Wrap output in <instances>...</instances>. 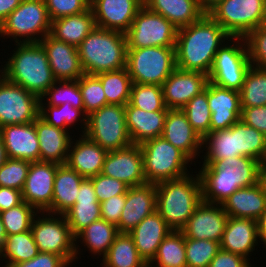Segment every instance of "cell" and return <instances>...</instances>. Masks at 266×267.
Wrapping results in <instances>:
<instances>
[{
  "instance_id": "1",
  "label": "cell",
  "mask_w": 266,
  "mask_h": 267,
  "mask_svg": "<svg viewBox=\"0 0 266 267\" xmlns=\"http://www.w3.org/2000/svg\"><path fill=\"white\" fill-rule=\"evenodd\" d=\"M225 40L231 42L232 37L209 14L179 28L175 42L177 68L208 76L214 57Z\"/></svg>"
},
{
  "instance_id": "2",
  "label": "cell",
  "mask_w": 266,
  "mask_h": 267,
  "mask_svg": "<svg viewBox=\"0 0 266 267\" xmlns=\"http://www.w3.org/2000/svg\"><path fill=\"white\" fill-rule=\"evenodd\" d=\"M199 170L202 201L222 204L239 188L259 182L261 163L251 157L235 156L222 159L218 164H202Z\"/></svg>"
},
{
  "instance_id": "3",
  "label": "cell",
  "mask_w": 266,
  "mask_h": 267,
  "mask_svg": "<svg viewBox=\"0 0 266 267\" xmlns=\"http://www.w3.org/2000/svg\"><path fill=\"white\" fill-rule=\"evenodd\" d=\"M16 45V51L7 59L0 74L41 99L56 81L46 51L40 42Z\"/></svg>"
},
{
  "instance_id": "4",
  "label": "cell",
  "mask_w": 266,
  "mask_h": 267,
  "mask_svg": "<svg viewBox=\"0 0 266 267\" xmlns=\"http://www.w3.org/2000/svg\"><path fill=\"white\" fill-rule=\"evenodd\" d=\"M156 185V211L175 231H180L202 201L199 173L159 182Z\"/></svg>"
},
{
  "instance_id": "5",
  "label": "cell",
  "mask_w": 266,
  "mask_h": 267,
  "mask_svg": "<svg viewBox=\"0 0 266 267\" xmlns=\"http://www.w3.org/2000/svg\"><path fill=\"white\" fill-rule=\"evenodd\" d=\"M127 49L125 33L99 27L77 47L81 67L89 75L126 68Z\"/></svg>"
},
{
  "instance_id": "6",
  "label": "cell",
  "mask_w": 266,
  "mask_h": 267,
  "mask_svg": "<svg viewBox=\"0 0 266 267\" xmlns=\"http://www.w3.org/2000/svg\"><path fill=\"white\" fill-rule=\"evenodd\" d=\"M139 146L147 183L157 184L189 174L187 165L191 160L162 136L147 140Z\"/></svg>"
},
{
  "instance_id": "7",
  "label": "cell",
  "mask_w": 266,
  "mask_h": 267,
  "mask_svg": "<svg viewBox=\"0 0 266 267\" xmlns=\"http://www.w3.org/2000/svg\"><path fill=\"white\" fill-rule=\"evenodd\" d=\"M126 68L132 83L162 86L177 68L175 47L128 48Z\"/></svg>"
},
{
  "instance_id": "8",
  "label": "cell",
  "mask_w": 266,
  "mask_h": 267,
  "mask_svg": "<svg viewBox=\"0 0 266 267\" xmlns=\"http://www.w3.org/2000/svg\"><path fill=\"white\" fill-rule=\"evenodd\" d=\"M50 27L44 0H22L0 24V36H11L16 39L15 43H37L49 34ZM18 37L24 39L21 41Z\"/></svg>"
},
{
  "instance_id": "9",
  "label": "cell",
  "mask_w": 266,
  "mask_h": 267,
  "mask_svg": "<svg viewBox=\"0 0 266 267\" xmlns=\"http://www.w3.org/2000/svg\"><path fill=\"white\" fill-rule=\"evenodd\" d=\"M84 135L107 152L132 145L126 127L125 105L107 104L90 113Z\"/></svg>"
},
{
  "instance_id": "10",
  "label": "cell",
  "mask_w": 266,
  "mask_h": 267,
  "mask_svg": "<svg viewBox=\"0 0 266 267\" xmlns=\"http://www.w3.org/2000/svg\"><path fill=\"white\" fill-rule=\"evenodd\" d=\"M266 13L264 0H223L208 14L231 37H246L263 25Z\"/></svg>"
},
{
  "instance_id": "11",
  "label": "cell",
  "mask_w": 266,
  "mask_h": 267,
  "mask_svg": "<svg viewBox=\"0 0 266 267\" xmlns=\"http://www.w3.org/2000/svg\"><path fill=\"white\" fill-rule=\"evenodd\" d=\"M233 45H222L208 74V80L220 87L240 91L244 78L252 66L244 37H232ZM241 42V43H239Z\"/></svg>"
},
{
  "instance_id": "12",
  "label": "cell",
  "mask_w": 266,
  "mask_h": 267,
  "mask_svg": "<svg viewBox=\"0 0 266 267\" xmlns=\"http://www.w3.org/2000/svg\"><path fill=\"white\" fill-rule=\"evenodd\" d=\"M40 213H43L42 218L35 215L31 224V232L39 252L62 256L69 264L78 259V244L76 246L75 237L71 233L66 217L60 215L61 217L54 218L50 213H46L45 217V212Z\"/></svg>"
},
{
  "instance_id": "13",
  "label": "cell",
  "mask_w": 266,
  "mask_h": 267,
  "mask_svg": "<svg viewBox=\"0 0 266 267\" xmlns=\"http://www.w3.org/2000/svg\"><path fill=\"white\" fill-rule=\"evenodd\" d=\"M178 28L143 5L125 33L128 48L175 47Z\"/></svg>"
},
{
  "instance_id": "14",
  "label": "cell",
  "mask_w": 266,
  "mask_h": 267,
  "mask_svg": "<svg viewBox=\"0 0 266 267\" xmlns=\"http://www.w3.org/2000/svg\"><path fill=\"white\" fill-rule=\"evenodd\" d=\"M39 98L0 75V128L27 124L39 117Z\"/></svg>"
},
{
  "instance_id": "15",
  "label": "cell",
  "mask_w": 266,
  "mask_h": 267,
  "mask_svg": "<svg viewBox=\"0 0 266 267\" xmlns=\"http://www.w3.org/2000/svg\"><path fill=\"white\" fill-rule=\"evenodd\" d=\"M222 204L201 201L186 225L180 230L184 237L221 242L228 221Z\"/></svg>"
},
{
  "instance_id": "16",
  "label": "cell",
  "mask_w": 266,
  "mask_h": 267,
  "mask_svg": "<svg viewBox=\"0 0 266 267\" xmlns=\"http://www.w3.org/2000/svg\"><path fill=\"white\" fill-rule=\"evenodd\" d=\"M102 174L116 178L129 187L147 183L140 146L132 144L124 149L107 152Z\"/></svg>"
},
{
  "instance_id": "17",
  "label": "cell",
  "mask_w": 266,
  "mask_h": 267,
  "mask_svg": "<svg viewBox=\"0 0 266 267\" xmlns=\"http://www.w3.org/2000/svg\"><path fill=\"white\" fill-rule=\"evenodd\" d=\"M59 164L53 162H31L24 187L22 199L39 212L51 207L53 186Z\"/></svg>"
},
{
  "instance_id": "18",
  "label": "cell",
  "mask_w": 266,
  "mask_h": 267,
  "mask_svg": "<svg viewBox=\"0 0 266 267\" xmlns=\"http://www.w3.org/2000/svg\"><path fill=\"white\" fill-rule=\"evenodd\" d=\"M144 5L143 0H92L96 27L126 33Z\"/></svg>"
},
{
  "instance_id": "19",
  "label": "cell",
  "mask_w": 266,
  "mask_h": 267,
  "mask_svg": "<svg viewBox=\"0 0 266 267\" xmlns=\"http://www.w3.org/2000/svg\"><path fill=\"white\" fill-rule=\"evenodd\" d=\"M208 76L198 71L176 68L162 85L165 106L182 109L194 96L204 91Z\"/></svg>"
},
{
  "instance_id": "20",
  "label": "cell",
  "mask_w": 266,
  "mask_h": 267,
  "mask_svg": "<svg viewBox=\"0 0 266 267\" xmlns=\"http://www.w3.org/2000/svg\"><path fill=\"white\" fill-rule=\"evenodd\" d=\"M208 106L211 111L210 132L228 129L241 117L240 92L207 83Z\"/></svg>"
},
{
  "instance_id": "21",
  "label": "cell",
  "mask_w": 266,
  "mask_h": 267,
  "mask_svg": "<svg viewBox=\"0 0 266 267\" xmlns=\"http://www.w3.org/2000/svg\"><path fill=\"white\" fill-rule=\"evenodd\" d=\"M156 211V185L145 183L129 187L126 201L117 225L119 233H129L145 217Z\"/></svg>"
},
{
  "instance_id": "22",
  "label": "cell",
  "mask_w": 266,
  "mask_h": 267,
  "mask_svg": "<svg viewBox=\"0 0 266 267\" xmlns=\"http://www.w3.org/2000/svg\"><path fill=\"white\" fill-rule=\"evenodd\" d=\"M40 44L46 51L55 80H78L84 75L75 46L46 35Z\"/></svg>"
},
{
  "instance_id": "23",
  "label": "cell",
  "mask_w": 266,
  "mask_h": 267,
  "mask_svg": "<svg viewBox=\"0 0 266 267\" xmlns=\"http://www.w3.org/2000/svg\"><path fill=\"white\" fill-rule=\"evenodd\" d=\"M7 158L29 162L40 161V148L35 121L27 124L5 125L0 128Z\"/></svg>"
},
{
  "instance_id": "24",
  "label": "cell",
  "mask_w": 266,
  "mask_h": 267,
  "mask_svg": "<svg viewBox=\"0 0 266 267\" xmlns=\"http://www.w3.org/2000/svg\"><path fill=\"white\" fill-rule=\"evenodd\" d=\"M162 137L181 150L191 161L199 156L202 138L192 128L181 109H168Z\"/></svg>"
},
{
  "instance_id": "25",
  "label": "cell",
  "mask_w": 266,
  "mask_h": 267,
  "mask_svg": "<svg viewBox=\"0 0 266 267\" xmlns=\"http://www.w3.org/2000/svg\"><path fill=\"white\" fill-rule=\"evenodd\" d=\"M172 231L166 221L155 211L145 217L129 234L133 237L139 256L150 263L155 257L159 245Z\"/></svg>"
},
{
  "instance_id": "26",
  "label": "cell",
  "mask_w": 266,
  "mask_h": 267,
  "mask_svg": "<svg viewBox=\"0 0 266 267\" xmlns=\"http://www.w3.org/2000/svg\"><path fill=\"white\" fill-rule=\"evenodd\" d=\"M256 220L229 217L220 242V249L249 259L250 252L258 245Z\"/></svg>"
},
{
  "instance_id": "27",
  "label": "cell",
  "mask_w": 266,
  "mask_h": 267,
  "mask_svg": "<svg viewBox=\"0 0 266 267\" xmlns=\"http://www.w3.org/2000/svg\"><path fill=\"white\" fill-rule=\"evenodd\" d=\"M73 142L71 141L69 146L66 164L83 178L89 179L101 174L107 151L85 135Z\"/></svg>"
},
{
  "instance_id": "28",
  "label": "cell",
  "mask_w": 266,
  "mask_h": 267,
  "mask_svg": "<svg viewBox=\"0 0 266 267\" xmlns=\"http://www.w3.org/2000/svg\"><path fill=\"white\" fill-rule=\"evenodd\" d=\"M77 193L75 204L64 214L74 237L89 224L101 219L100 203L92 181L85 178Z\"/></svg>"
},
{
  "instance_id": "29",
  "label": "cell",
  "mask_w": 266,
  "mask_h": 267,
  "mask_svg": "<svg viewBox=\"0 0 266 267\" xmlns=\"http://www.w3.org/2000/svg\"><path fill=\"white\" fill-rule=\"evenodd\" d=\"M167 111H144L133 107L129 102L125 105L126 127L133 144L161 137Z\"/></svg>"
},
{
  "instance_id": "30",
  "label": "cell",
  "mask_w": 266,
  "mask_h": 267,
  "mask_svg": "<svg viewBox=\"0 0 266 267\" xmlns=\"http://www.w3.org/2000/svg\"><path fill=\"white\" fill-rule=\"evenodd\" d=\"M35 129L40 148V161L66 164L69 146L72 140L69 131L47 124L38 117Z\"/></svg>"
},
{
  "instance_id": "31",
  "label": "cell",
  "mask_w": 266,
  "mask_h": 267,
  "mask_svg": "<svg viewBox=\"0 0 266 267\" xmlns=\"http://www.w3.org/2000/svg\"><path fill=\"white\" fill-rule=\"evenodd\" d=\"M222 206L229 217L257 220L266 210V194L258 182L253 186L237 189Z\"/></svg>"
},
{
  "instance_id": "32",
  "label": "cell",
  "mask_w": 266,
  "mask_h": 267,
  "mask_svg": "<svg viewBox=\"0 0 266 267\" xmlns=\"http://www.w3.org/2000/svg\"><path fill=\"white\" fill-rule=\"evenodd\" d=\"M83 178L67 164H59L53 186L51 207L46 211L53 215H64L74 204Z\"/></svg>"
},
{
  "instance_id": "33",
  "label": "cell",
  "mask_w": 266,
  "mask_h": 267,
  "mask_svg": "<svg viewBox=\"0 0 266 267\" xmlns=\"http://www.w3.org/2000/svg\"><path fill=\"white\" fill-rule=\"evenodd\" d=\"M95 27V18L91 8H89L83 13L51 21L49 35L77 48Z\"/></svg>"
},
{
  "instance_id": "34",
  "label": "cell",
  "mask_w": 266,
  "mask_h": 267,
  "mask_svg": "<svg viewBox=\"0 0 266 267\" xmlns=\"http://www.w3.org/2000/svg\"><path fill=\"white\" fill-rule=\"evenodd\" d=\"M144 5L162 15L178 29L199 20L205 13L198 0H143Z\"/></svg>"
},
{
  "instance_id": "35",
  "label": "cell",
  "mask_w": 266,
  "mask_h": 267,
  "mask_svg": "<svg viewBox=\"0 0 266 267\" xmlns=\"http://www.w3.org/2000/svg\"><path fill=\"white\" fill-rule=\"evenodd\" d=\"M207 148L203 164H218L222 159L239 156L236 143V123L228 129L209 132L202 139Z\"/></svg>"
},
{
  "instance_id": "36",
  "label": "cell",
  "mask_w": 266,
  "mask_h": 267,
  "mask_svg": "<svg viewBox=\"0 0 266 267\" xmlns=\"http://www.w3.org/2000/svg\"><path fill=\"white\" fill-rule=\"evenodd\" d=\"M118 234L117 226L104 219H99L83 229L75 237V241L77 243V239H81L92 254L104 257Z\"/></svg>"
},
{
  "instance_id": "37",
  "label": "cell",
  "mask_w": 266,
  "mask_h": 267,
  "mask_svg": "<svg viewBox=\"0 0 266 267\" xmlns=\"http://www.w3.org/2000/svg\"><path fill=\"white\" fill-rule=\"evenodd\" d=\"M102 258V267H142L145 264L129 233H119Z\"/></svg>"
},
{
  "instance_id": "38",
  "label": "cell",
  "mask_w": 266,
  "mask_h": 267,
  "mask_svg": "<svg viewBox=\"0 0 266 267\" xmlns=\"http://www.w3.org/2000/svg\"><path fill=\"white\" fill-rule=\"evenodd\" d=\"M102 83L107 104L126 105L130 101L132 80L127 68L96 74Z\"/></svg>"
},
{
  "instance_id": "39",
  "label": "cell",
  "mask_w": 266,
  "mask_h": 267,
  "mask_svg": "<svg viewBox=\"0 0 266 267\" xmlns=\"http://www.w3.org/2000/svg\"><path fill=\"white\" fill-rule=\"evenodd\" d=\"M155 267H187L185 237L181 231L172 230L159 245L150 264Z\"/></svg>"
},
{
  "instance_id": "40",
  "label": "cell",
  "mask_w": 266,
  "mask_h": 267,
  "mask_svg": "<svg viewBox=\"0 0 266 267\" xmlns=\"http://www.w3.org/2000/svg\"><path fill=\"white\" fill-rule=\"evenodd\" d=\"M38 253V247L30 230L7 236L0 258H3L2 261L7 259L4 267H12L14 264L34 258Z\"/></svg>"
},
{
  "instance_id": "41",
  "label": "cell",
  "mask_w": 266,
  "mask_h": 267,
  "mask_svg": "<svg viewBox=\"0 0 266 267\" xmlns=\"http://www.w3.org/2000/svg\"><path fill=\"white\" fill-rule=\"evenodd\" d=\"M236 143L239 156L251 157L260 163L266 161V136L241 119L236 122Z\"/></svg>"
},
{
  "instance_id": "42",
  "label": "cell",
  "mask_w": 266,
  "mask_h": 267,
  "mask_svg": "<svg viewBox=\"0 0 266 267\" xmlns=\"http://www.w3.org/2000/svg\"><path fill=\"white\" fill-rule=\"evenodd\" d=\"M44 105L43 99H40L39 117L47 124L69 131L67 128L81 119L80 121L85 126L82 130V135H84L87 127V115L81 109L72 107L68 102L59 106Z\"/></svg>"
},
{
  "instance_id": "43",
  "label": "cell",
  "mask_w": 266,
  "mask_h": 267,
  "mask_svg": "<svg viewBox=\"0 0 266 267\" xmlns=\"http://www.w3.org/2000/svg\"><path fill=\"white\" fill-rule=\"evenodd\" d=\"M240 92L241 107L266 105V70L251 66Z\"/></svg>"
},
{
  "instance_id": "44",
  "label": "cell",
  "mask_w": 266,
  "mask_h": 267,
  "mask_svg": "<svg viewBox=\"0 0 266 267\" xmlns=\"http://www.w3.org/2000/svg\"><path fill=\"white\" fill-rule=\"evenodd\" d=\"M192 128L203 139L210 132L211 111L208 106L207 85L200 94L194 96L182 109Z\"/></svg>"
},
{
  "instance_id": "45",
  "label": "cell",
  "mask_w": 266,
  "mask_h": 267,
  "mask_svg": "<svg viewBox=\"0 0 266 267\" xmlns=\"http://www.w3.org/2000/svg\"><path fill=\"white\" fill-rule=\"evenodd\" d=\"M129 103L144 111H168L160 85L132 83Z\"/></svg>"
},
{
  "instance_id": "46",
  "label": "cell",
  "mask_w": 266,
  "mask_h": 267,
  "mask_svg": "<svg viewBox=\"0 0 266 267\" xmlns=\"http://www.w3.org/2000/svg\"><path fill=\"white\" fill-rule=\"evenodd\" d=\"M45 98L48 99L46 105L59 106L68 102L72 107L84 112L82 94L77 80H56L41 99Z\"/></svg>"
},
{
  "instance_id": "47",
  "label": "cell",
  "mask_w": 266,
  "mask_h": 267,
  "mask_svg": "<svg viewBox=\"0 0 266 267\" xmlns=\"http://www.w3.org/2000/svg\"><path fill=\"white\" fill-rule=\"evenodd\" d=\"M37 213L40 212L24 201L18 206L0 212V218L7 236L30 231L32 220Z\"/></svg>"
},
{
  "instance_id": "48",
  "label": "cell",
  "mask_w": 266,
  "mask_h": 267,
  "mask_svg": "<svg viewBox=\"0 0 266 267\" xmlns=\"http://www.w3.org/2000/svg\"><path fill=\"white\" fill-rule=\"evenodd\" d=\"M219 250L220 243L217 241L185 237L187 267H209Z\"/></svg>"
},
{
  "instance_id": "49",
  "label": "cell",
  "mask_w": 266,
  "mask_h": 267,
  "mask_svg": "<svg viewBox=\"0 0 266 267\" xmlns=\"http://www.w3.org/2000/svg\"><path fill=\"white\" fill-rule=\"evenodd\" d=\"M77 81L82 94L84 113L87 116L107 105L102 83L96 75L84 74Z\"/></svg>"
},
{
  "instance_id": "50",
  "label": "cell",
  "mask_w": 266,
  "mask_h": 267,
  "mask_svg": "<svg viewBox=\"0 0 266 267\" xmlns=\"http://www.w3.org/2000/svg\"><path fill=\"white\" fill-rule=\"evenodd\" d=\"M29 161L7 158L0 167V187L22 191L30 168Z\"/></svg>"
},
{
  "instance_id": "51",
  "label": "cell",
  "mask_w": 266,
  "mask_h": 267,
  "mask_svg": "<svg viewBox=\"0 0 266 267\" xmlns=\"http://www.w3.org/2000/svg\"><path fill=\"white\" fill-rule=\"evenodd\" d=\"M245 41L251 65L266 70V28L260 25L245 37Z\"/></svg>"
},
{
  "instance_id": "52",
  "label": "cell",
  "mask_w": 266,
  "mask_h": 267,
  "mask_svg": "<svg viewBox=\"0 0 266 267\" xmlns=\"http://www.w3.org/2000/svg\"><path fill=\"white\" fill-rule=\"evenodd\" d=\"M51 21L83 13L90 8L89 0H44Z\"/></svg>"
},
{
  "instance_id": "53",
  "label": "cell",
  "mask_w": 266,
  "mask_h": 267,
  "mask_svg": "<svg viewBox=\"0 0 266 267\" xmlns=\"http://www.w3.org/2000/svg\"><path fill=\"white\" fill-rule=\"evenodd\" d=\"M95 189L98 202L101 203L112 196L126 194L129 186L124 182L106 175L98 174L89 178Z\"/></svg>"
},
{
  "instance_id": "54",
  "label": "cell",
  "mask_w": 266,
  "mask_h": 267,
  "mask_svg": "<svg viewBox=\"0 0 266 267\" xmlns=\"http://www.w3.org/2000/svg\"><path fill=\"white\" fill-rule=\"evenodd\" d=\"M126 201V194L112 196L100 203L101 219L117 226Z\"/></svg>"
},
{
  "instance_id": "55",
  "label": "cell",
  "mask_w": 266,
  "mask_h": 267,
  "mask_svg": "<svg viewBox=\"0 0 266 267\" xmlns=\"http://www.w3.org/2000/svg\"><path fill=\"white\" fill-rule=\"evenodd\" d=\"M241 108L240 119L266 136V105Z\"/></svg>"
},
{
  "instance_id": "56",
  "label": "cell",
  "mask_w": 266,
  "mask_h": 267,
  "mask_svg": "<svg viewBox=\"0 0 266 267\" xmlns=\"http://www.w3.org/2000/svg\"><path fill=\"white\" fill-rule=\"evenodd\" d=\"M70 265L62 256L54 253L39 252L34 258L12 267H67Z\"/></svg>"
},
{
  "instance_id": "57",
  "label": "cell",
  "mask_w": 266,
  "mask_h": 267,
  "mask_svg": "<svg viewBox=\"0 0 266 267\" xmlns=\"http://www.w3.org/2000/svg\"><path fill=\"white\" fill-rule=\"evenodd\" d=\"M209 267H251L248 259L224 250H219Z\"/></svg>"
},
{
  "instance_id": "58",
  "label": "cell",
  "mask_w": 266,
  "mask_h": 267,
  "mask_svg": "<svg viewBox=\"0 0 266 267\" xmlns=\"http://www.w3.org/2000/svg\"><path fill=\"white\" fill-rule=\"evenodd\" d=\"M22 202V192L20 190L0 187V212L18 206Z\"/></svg>"
},
{
  "instance_id": "59",
  "label": "cell",
  "mask_w": 266,
  "mask_h": 267,
  "mask_svg": "<svg viewBox=\"0 0 266 267\" xmlns=\"http://www.w3.org/2000/svg\"><path fill=\"white\" fill-rule=\"evenodd\" d=\"M21 2L22 0H0V24Z\"/></svg>"
},
{
  "instance_id": "60",
  "label": "cell",
  "mask_w": 266,
  "mask_h": 267,
  "mask_svg": "<svg viewBox=\"0 0 266 267\" xmlns=\"http://www.w3.org/2000/svg\"><path fill=\"white\" fill-rule=\"evenodd\" d=\"M258 239L266 246V210L256 220ZM266 248V247H265Z\"/></svg>"
},
{
  "instance_id": "61",
  "label": "cell",
  "mask_w": 266,
  "mask_h": 267,
  "mask_svg": "<svg viewBox=\"0 0 266 267\" xmlns=\"http://www.w3.org/2000/svg\"><path fill=\"white\" fill-rule=\"evenodd\" d=\"M223 0H198L202 11L208 14L215 6Z\"/></svg>"
},
{
  "instance_id": "62",
  "label": "cell",
  "mask_w": 266,
  "mask_h": 267,
  "mask_svg": "<svg viewBox=\"0 0 266 267\" xmlns=\"http://www.w3.org/2000/svg\"><path fill=\"white\" fill-rule=\"evenodd\" d=\"M259 183L262 185L266 194V161L262 162L259 169Z\"/></svg>"
},
{
  "instance_id": "63",
  "label": "cell",
  "mask_w": 266,
  "mask_h": 267,
  "mask_svg": "<svg viewBox=\"0 0 266 267\" xmlns=\"http://www.w3.org/2000/svg\"><path fill=\"white\" fill-rule=\"evenodd\" d=\"M6 237H7V233L5 231V227L2 224V221L0 218V254L5 248Z\"/></svg>"
},
{
  "instance_id": "64",
  "label": "cell",
  "mask_w": 266,
  "mask_h": 267,
  "mask_svg": "<svg viewBox=\"0 0 266 267\" xmlns=\"http://www.w3.org/2000/svg\"><path fill=\"white\" fill-rule=\"evenodd\" d=\"M7 160L6 150L3 144L2 135L0 133V167L5 163Z\"/></svg>"
},
{
  "instance_id": "65",
  "label": "cell",
  "mask_w": 266,
  "mask_h": 267,
  "mask_svg": "<svg viewBox=\"0 0 266 267\" xmlns=\"http://www.w3.org/2000/svg\"><path fill=\"white\" fill-rule=\"evenodd\" d=\"M142 267H155V265H151L150 263H145Z\"/></svg>"
},
{
  "instance_id": "66",
  "label": "cell",
  "mask_w": 266,
  "mask_h": 267,
  "mask_svg": "<svg viewBox=\"0 0 266 267\" xmlns=\"http://www.w3.org/2000/svg\"><path fill=\"white\" fill-rule=\"evenodd\" d=\"M263 26L266 28V13H265V19H264V22H263Z\"/></svg>"
}]
</instances>
